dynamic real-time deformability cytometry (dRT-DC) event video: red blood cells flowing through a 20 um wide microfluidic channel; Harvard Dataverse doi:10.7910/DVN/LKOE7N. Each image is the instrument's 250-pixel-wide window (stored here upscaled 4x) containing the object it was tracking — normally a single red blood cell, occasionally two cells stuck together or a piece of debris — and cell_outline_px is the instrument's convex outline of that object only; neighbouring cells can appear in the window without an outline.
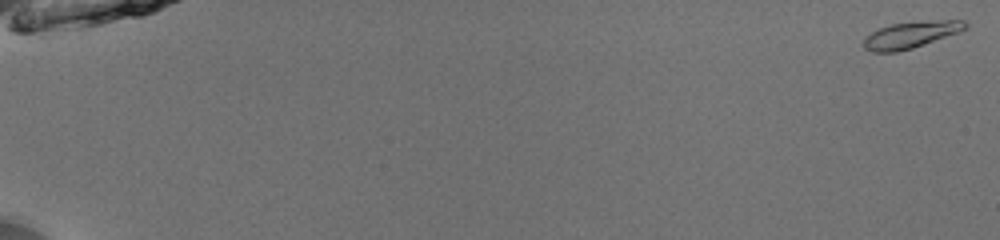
{"species": "common noctule bat (a hibernating species)", "species_latin": "Nyctalus noctula", "temperature_condition": "room temperature", "stored_images_in_passage": 54, "camera_frame_rate_fps": 3000, "um_per_image_px": 0.085, "animal": {"sex": "male", "body_mass_g": 13.0, "forearm_length_mm": 53.1}, "frame": {"image": 1, "passage_image": 1, "time_ms": 0.0, "image_size_px": [1000, 240], "cell_outline_px": [[968, 24], [960, 32], [912, 48], [896, 52], [872, 52], [864, 48], [864, 40], [872, 32], [880, 28], [892, 24], [924, 20], [964, 20]], "centroid_in_image_um": [77.44, 2.95], "position_along_channel_um": 7.6, "area_um2": 15.61}}
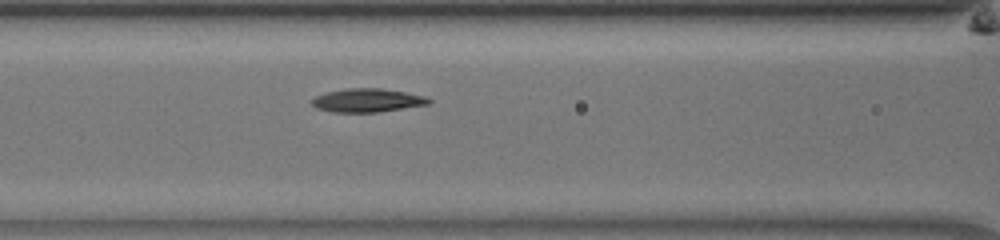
{"frame": {"image": 2, "passage_image": 26, "time_ms": 8.333, "image_size_px": [1000, 240], "cell_outline_px": [[432, 100], [428, 104], [376, 112], [332, 112], [316, 108], [312, 104], [312, 100], [316, 96], [328, 92], [344, 88], [380, 88], [404, 92], [424, 96]], "centroid_in_image_um": [31.19, 8.52], "position_along_channel_um": 135.4, "area_um2": 15.78}}
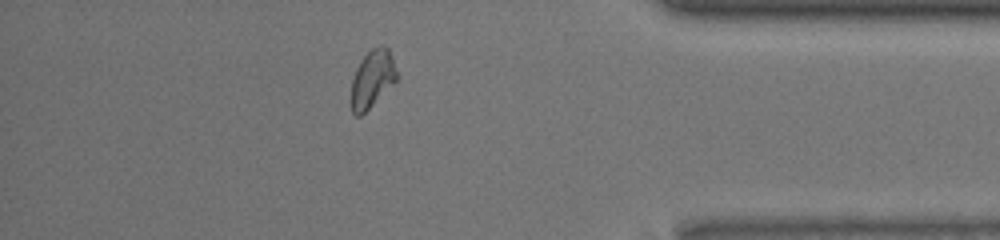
{"frame": {"image": 3, "passage_image": 48, "time_ms": 15.667, "image_size_px": [1000, 240], "cell_outline_px": [[400, 76], [360, 116], [356, 116], [352, 112], [348, 100], [352, 80], [356, 68], [364, 56], [372, 48], [380, 44], [384, 44], [388, 48], [392, 56]], "centroid_in_image_um": [31.62, 6.69], "position_along_channel_um": 403.6, "area_um2": 15.55}, "authors_computed_cell_mechanics": {"area_um2": 15.6638, "velocity_mm_per_s": 3.9438, "shape_relaxation_time_tau1_ms": 3.6213, "shape_relaxation_time_tau2_ms": 2.5599, "deformation_change_tau1": 0.1475, "deformation_change_tau2": 0.0685}}